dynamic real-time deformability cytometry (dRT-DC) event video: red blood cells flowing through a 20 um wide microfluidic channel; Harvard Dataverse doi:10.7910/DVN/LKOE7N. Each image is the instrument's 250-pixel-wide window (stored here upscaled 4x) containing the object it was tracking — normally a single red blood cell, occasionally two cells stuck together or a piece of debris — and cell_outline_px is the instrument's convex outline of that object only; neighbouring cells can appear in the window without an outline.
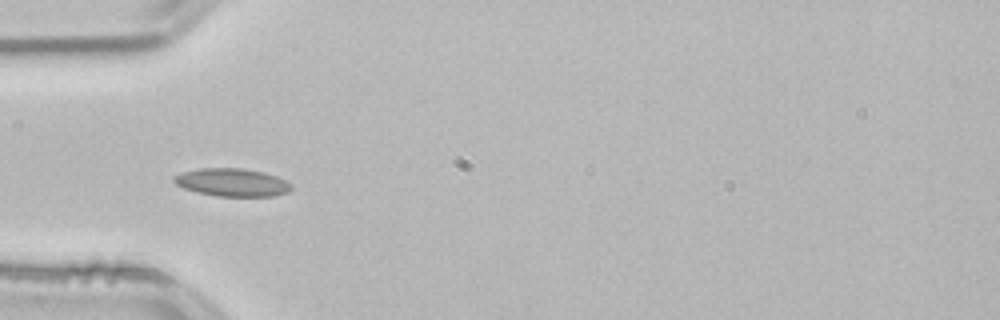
{"species": "common noctule bat (a hibernating species)", "species_latin": "Nyctalus noctula", "temperature_condition": "room temperature", "stored_images_in_passage": 53, "camera_frame_rate_fps": 3000, "um_per_image_px": 0.085, "animal": {"sex": "male", "body_mass_g": 21.5, "forearm_length_mm": 52.0}, "frame": {"image": 1, "passage_image": 16, "time_ms": 5.0, "image_size_px": [1000, 320], "cell_outline_px": [[292, 188], [288, 192], [276, 196], [216, 196], [196, 192], [184, 188], [176, 184], [172, 180], [172, 176], [184, 172], [200, 168], [244, 168], [264, 172], [276, 176], [292, 184]], "centroid_in_image_um": [19.73, 15.5], "position_along_channel_um": 65.3, "area_um2": 19.19}, "authors_computed_cell_mechanics": {"area_um2": 17.9758, "velocity_mm_per_s": 3.8136, "shape_relaxation_time_tau1_ms": null, "shape_relaxation_time_tau2_ms": 2.2356, "deformation_change_tau1": null, "deformation_change_tau2": 0.066}}